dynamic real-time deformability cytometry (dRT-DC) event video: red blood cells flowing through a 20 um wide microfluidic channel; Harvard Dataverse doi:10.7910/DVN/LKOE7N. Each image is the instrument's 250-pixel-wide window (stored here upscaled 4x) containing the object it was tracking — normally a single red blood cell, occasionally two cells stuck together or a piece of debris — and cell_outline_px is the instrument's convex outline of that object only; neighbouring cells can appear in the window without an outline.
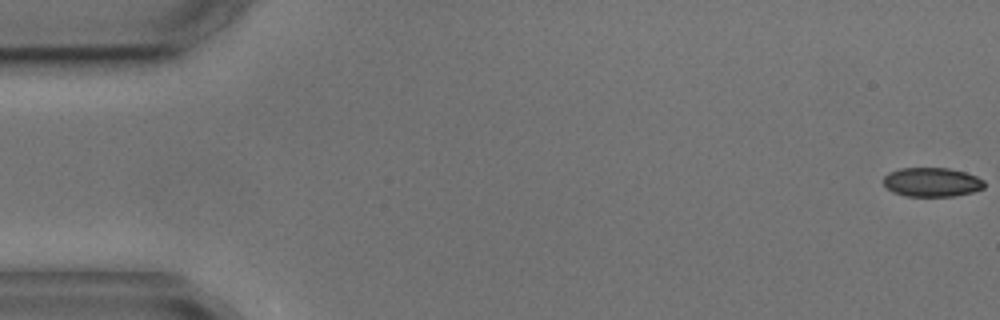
{"species": "common noctule bat (a hibernating species)", "species_latin": "Nyctalus noctula", "temperature_condition": "cold", "stored_images_in_passage": 9, "camera_frame_rate_fps": 3000, "um_per_image_px": 0.085, "animal": {"sex": "male", "body_mass_g": 17.9, "forearm_length_mm": 54.2}, "frame": {"image": 1, "passage_image": 1, "time_ms": 0.0, "image_size_px": [1000, 320], "cell_outline_px": [[984, 188], [972, 192], [952, 196], [904, 196], [892, 192], [884, 184], [884, 176], [888, 172], [900, 168], [948, 168], [964, 172], [976, 176], [984, 180]], "centroid_in_image_um": [79.19, 15.48], "position_along_channel_um": 5.8, "area_um2": 17.11}}
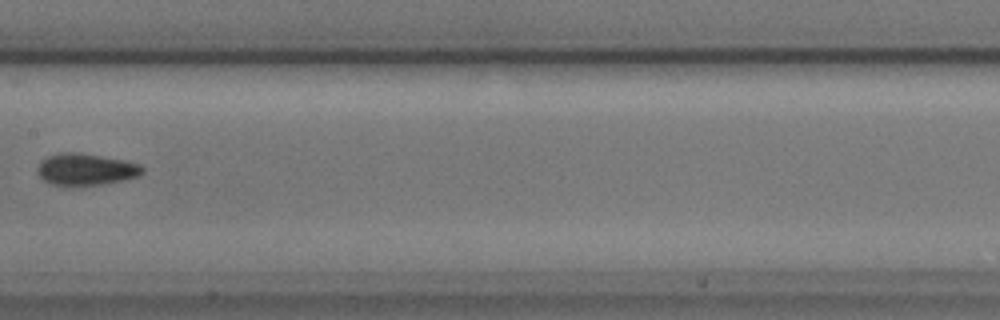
{"frame": {"image": 2, "passage_image": 8, "time_ms": 9.0, "image_size_px": [1000, 320], "cell_outline_px": [[144, 172], [136, 176], [120, 180], [100, 184], [52, 184], [44, 180], [36, 172], [40, 160], [48, 156], [60, 152], [80, 152], [124, 160], [140, 164], [144, 168]], "centroid_in_image_um": [7.27, 14.36], "position_along_channel_um": 200.1, "area_um2": 19.07}}
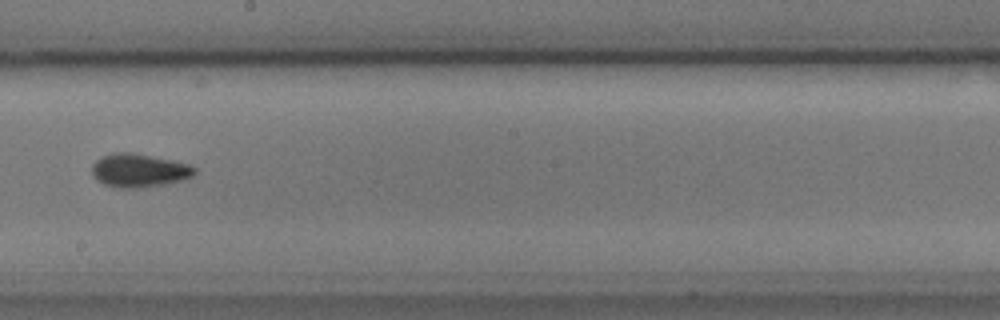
{"frame": {"image": 3, "passage_image": 9, "time_ms": 10.0, "image_size_px": [1000, 320], "cell_outline_px": [[196, 172], [192, 176], [180, 180], [164, 184], [136, 188], [120, 188], [104, 184], [96, 180], [92, 176], [92, 164], [100, 156], [116, 152], [128, 152], [172, 160], [188, 164], [196, 168]], "centroid_in_image_um": [11.77, 14.48], "position_along_channel_um": 236.4, "area_um2": 19.88}}